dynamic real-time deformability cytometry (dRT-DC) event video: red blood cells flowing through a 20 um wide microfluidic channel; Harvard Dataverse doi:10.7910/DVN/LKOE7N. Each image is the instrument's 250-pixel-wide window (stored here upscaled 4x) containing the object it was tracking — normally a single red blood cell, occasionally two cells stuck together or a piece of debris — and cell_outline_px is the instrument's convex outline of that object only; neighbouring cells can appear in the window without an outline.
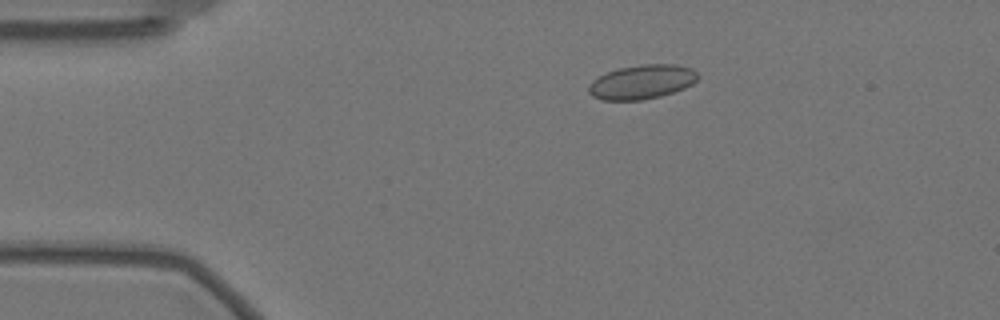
{"species": "Egyptian fruit bat (a non-hibernating species)", "species_latin": "Rousettus aegyptiacus", "temperature_condition": "warm", "stored_images_in_passage": 58, "camera_frame_rate_fps": 3000, "um_per_image_px": 0.085, "animal": {"sex": "female"}, "frame": {"image": 1, "passage_image": 11, "time_ms": 3.333, "image_size_px": [1000, 320], "cell_outline_px": [[700, 76], [692, 84], [684, 88], [660, 96], [644, 100], [604, 100], [592, 96], [588, 92], [588, 84], [592, 80], [608, 72], [620, 68], [640, 64], [676, 64], [692, 68]], "centroid_in_image_um": [54.56, 6.96], "position_along_channel_um": 30.4, "area_um2": 21.79}}
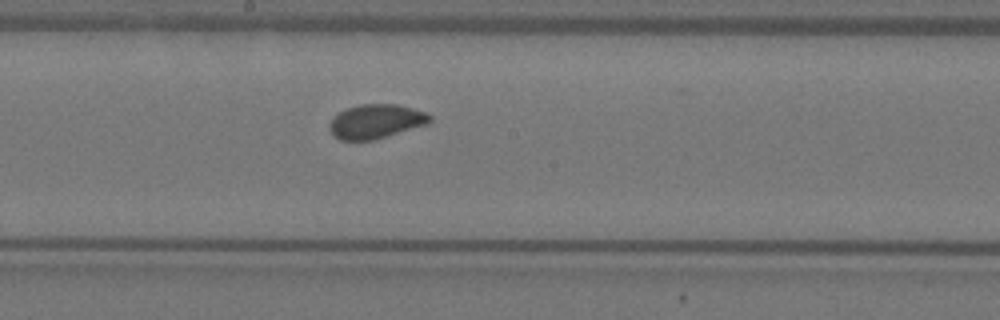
{"frame": {"image": 2, "passage_image": 31, "time_ms": 10.0, "image_size_px": [1000, 320], "cell_outline_px": [[432, 120], [428, 124], [372, 140], [340, 140], [332, 132], [332, 116], [348, 108], [360, 104], [396, 104], [412, 108], [424, 112], [432, 116]], "centroid_in_image_um": [32.0, 10.31], "position_along_channel_um": 216.2, "area_um2": 19.59}}
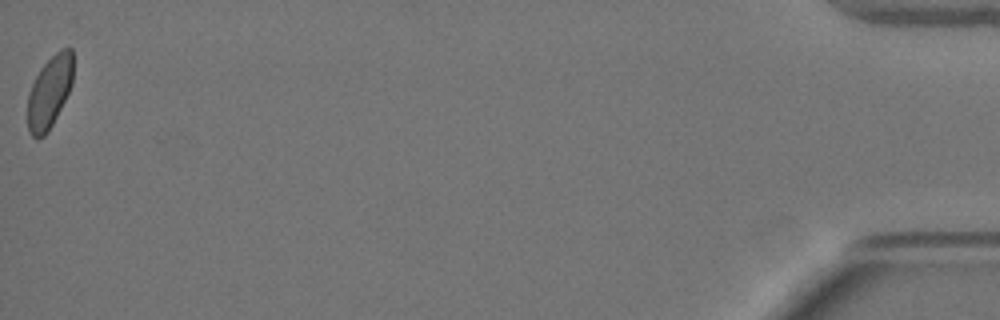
{"frame": {"image": 3, "passage_image": 58, "time_ms": 19.0, "image_size_px": [1000, 320], "cell_outline_px": [[72, 84], [48, 132], [44, 136], [36, 140], [28, 132], [28, 92], [40, 68], [60, 48], [72, 48]], "centroid_in_image_um": [4.18, 7.84], "position_along_channel_um": 431.0, "area_um2": 18.96}, "authors_computed_cell_mechanics": {"area_um2": 20.2011, "velocity_mm_per_s": 3.503, "shape_relaxation_time_tau1_ms": 6.1235, "shape_relaxation_time_tau2_ms": null, "deformation_change_tau1": 0.0829, "deformation_change_tau2": null}}